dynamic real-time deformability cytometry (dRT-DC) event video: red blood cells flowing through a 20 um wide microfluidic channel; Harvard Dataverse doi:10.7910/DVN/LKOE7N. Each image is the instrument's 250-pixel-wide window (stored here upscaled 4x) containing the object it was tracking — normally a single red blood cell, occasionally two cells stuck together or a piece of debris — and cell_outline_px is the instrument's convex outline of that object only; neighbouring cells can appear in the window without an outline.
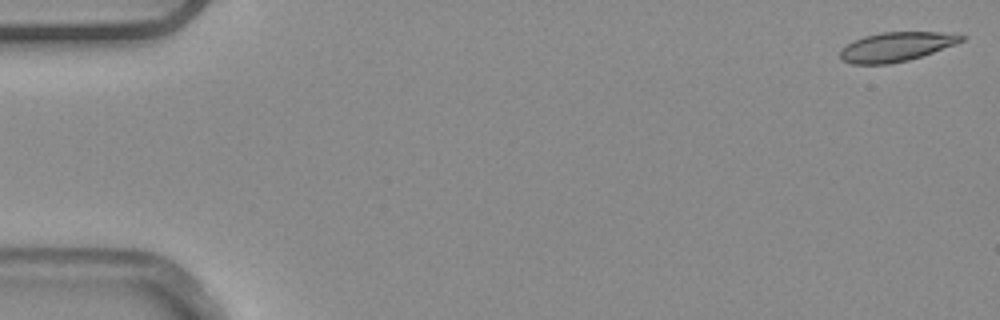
{"species": "common noctule bat (a hibernating species)", "species_latin": "Nyctalus noctula", "temperature_condition": "warm", "stored_images_in_passage": 4, "camera_frame_rate_fps": 3000, "um_per_image_px": 0.085, "animal": {"sex": "male", "body_mass_g": 20.4}, "frame": {"image": 1, "passage_image": 1, "time_ms": 0.0, "image_size_px": [1000, 320], "cell_outline_px": [[968, 36], [964, 40], [956, 44], [908, 60], [888, 64], [852, 64], [844, 60], [840, 56], [840, 48], [852, 40], [864, 36], [880, 32], [940, 32]], "centroid_in_image_um": [76.15, 3.96], "position_along_channel_um": 8.8, "area_um2": 20.63}}